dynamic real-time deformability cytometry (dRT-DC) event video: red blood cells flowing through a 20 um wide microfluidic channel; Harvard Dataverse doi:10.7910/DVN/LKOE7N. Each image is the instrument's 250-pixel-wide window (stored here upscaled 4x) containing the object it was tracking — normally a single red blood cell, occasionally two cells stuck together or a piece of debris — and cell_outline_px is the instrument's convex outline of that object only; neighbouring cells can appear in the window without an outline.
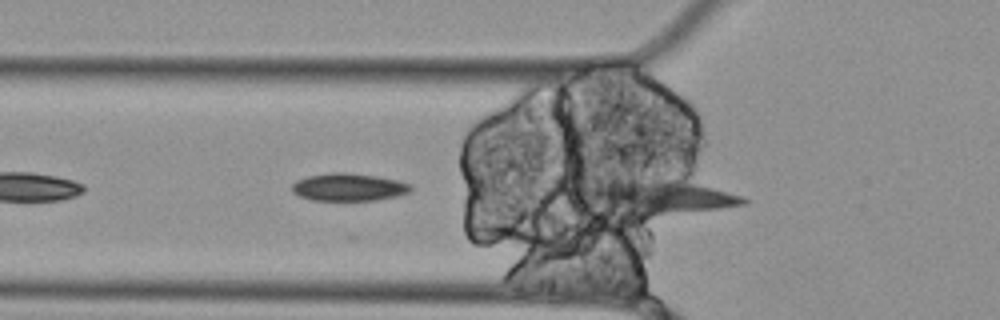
{"species": "Egyptian fruit bat (a non-hibernating species)", "species_latin": "Rousettus aegyptiacus", "temperature_condition": "cold", "stored_images_in_passage": 5, "camera_frame_rate_fps": 3000, "um_per_image_px": 0.085, "animal": {"sex": "female"}, "frame": {"image": 1, "passage_image": 5, "time_ms": 1.333, "image_size_px": [1000, 320], "cell_outline_px": [[748, 204], [716, 208], [648, 216], [628, 216], [612, 212], [584, 204], [584, 188], [648, 176], [684, 172], [744, 196], [748, 200]], "centroid_in_image_um": [56.17, 16.63], "position_along_channel_um": 69.6, "area_um2": 34.91}}